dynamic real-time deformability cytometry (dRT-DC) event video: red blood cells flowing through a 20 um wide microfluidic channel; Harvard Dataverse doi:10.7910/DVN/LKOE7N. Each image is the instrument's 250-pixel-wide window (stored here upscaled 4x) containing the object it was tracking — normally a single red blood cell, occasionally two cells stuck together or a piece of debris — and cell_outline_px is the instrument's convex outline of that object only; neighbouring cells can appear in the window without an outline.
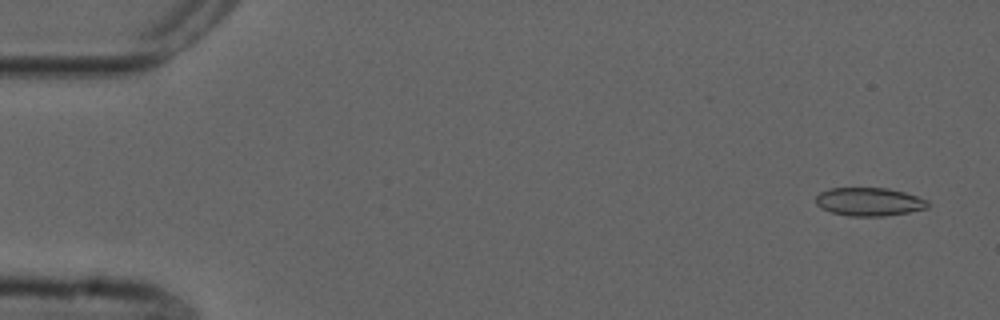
{"species": "common noctule bat (a hibernating species)", "species_latin": "Nyctalus noctula", "temperature_condition": "cold", "stored_images_in_passage": 54, "camera_frame_rate_fps": 3000, "um_per_image_px": 0.085, "animal": {"sex": "male", "forearm_length_mm": 52.5}, "frame": {"image": 1, "passage_image": 3, "time_ms": 0.667, "image_size_px": [1000, 320], "cell_outline_px": [[928, 208], [908, 212], [884, 216], [848, 216], [832, 212], [820, 208], [816, 204], [816, 196], [820, 192], [828, 188], [888, 188], [904, 192], [928, 200]], "centroid_in_image_um": [73.86, 17.15], "position_along_channel_um": 11.1, "area_um2": 18.5}}
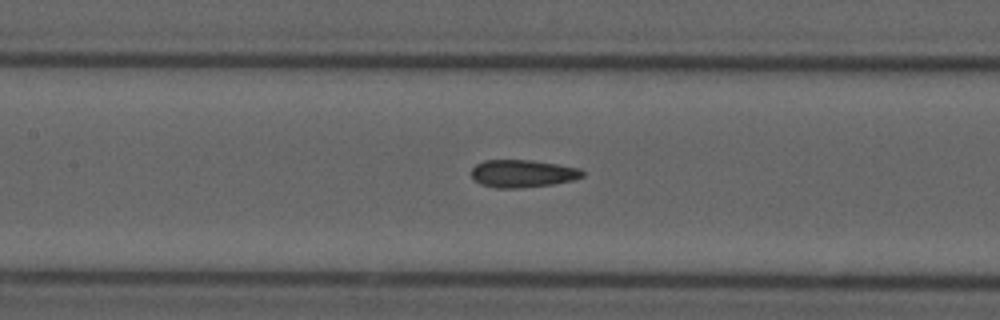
{"frame": {"image": 2, "passage_image": 25, "time_ms": 8.0, "image_size_px": [1000, 320], "cell_outline_px": [[584, 176], [572, 180], [552, 184], [520, 188], [496, 188], [480, 184], [472, 176], [472, 168], [476, 164], [484, 160], [532, 160], [580, 168], [584, 172]], "centroid_in_image_um": [44.42, 14.75], "position_along_channel_um": 163.0, "area_um2": 17.8}}
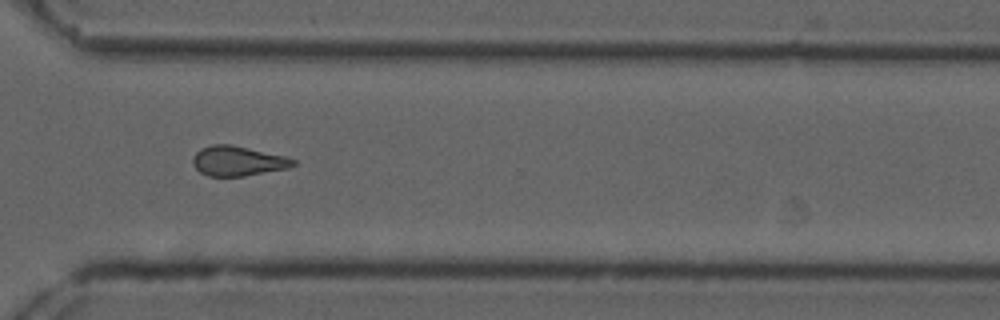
{"frame": {"image": 3, "passage_image": 40, "time_ms": 13.0, "image_size_px": [1000, 320], "cell_outline_px": [[296, 164], [288, 168], [244, 176], [208, 176], [200, 172], [192, 164], [192, 156], [200, 148], [212, 144], [232, 144], [284, 156], [296, 160]], "centroid_in_image_um": [20.18, 13.68], "position_along_channel_um": 350.4, "area_um2": 17.51}, "authors_computed_cell_mechanics": {"area_um2": 18.0336, "velocity_mm_per_s": 3.7593, "shape_relaxation_time_tau1_ms": null, "shape_relaxation_time_tau2_ms": 3.1481, "deformation_change_tau1": null, "deformation_change_tau2": 0.1123}}